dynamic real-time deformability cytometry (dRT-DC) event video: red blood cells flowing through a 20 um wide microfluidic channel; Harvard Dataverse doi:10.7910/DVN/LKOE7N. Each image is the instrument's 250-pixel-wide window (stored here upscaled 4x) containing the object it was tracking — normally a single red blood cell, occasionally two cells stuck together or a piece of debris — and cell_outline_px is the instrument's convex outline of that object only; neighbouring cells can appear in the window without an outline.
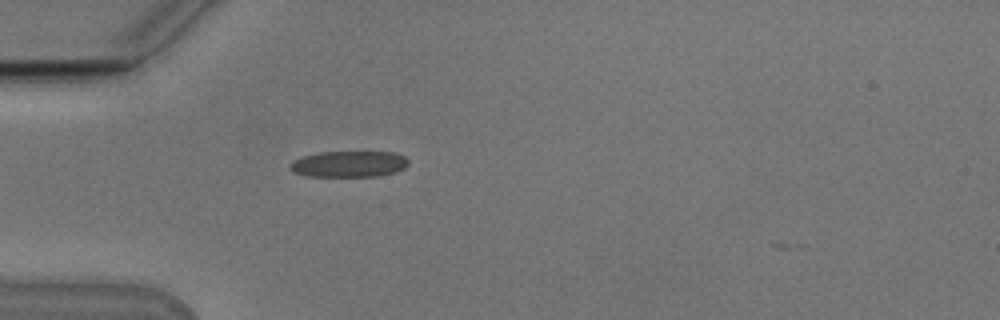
{"species": "Egyptian fruit bat (a non-hibernating species)", "species_latin": "Rousettus aegyptiacus", "temperature_condition": "cold", "stored_images_in_passage": 36, "camera_frame_rate_fps": 3000, "um_per_image_px": 0.085, "animal": {"sex": "male"}, "frame": {"image": 1, "passage_image": 1, "time_ms": 0.0, "image_size_px": [1000, 320], "cell_outline_px": [[408, 164], [404, 168], [396, 172], [380, 176], [308, 176], [292, 172], [288, 168], [288, 164], [292, 160], [300, 156], [320, 152], [392, 152], [404, 156], [408, 160]], "centroid_in_image_um": [29.6, 13.94], "position_along_channel_um": 55.4, "area_um2": 18.26}}
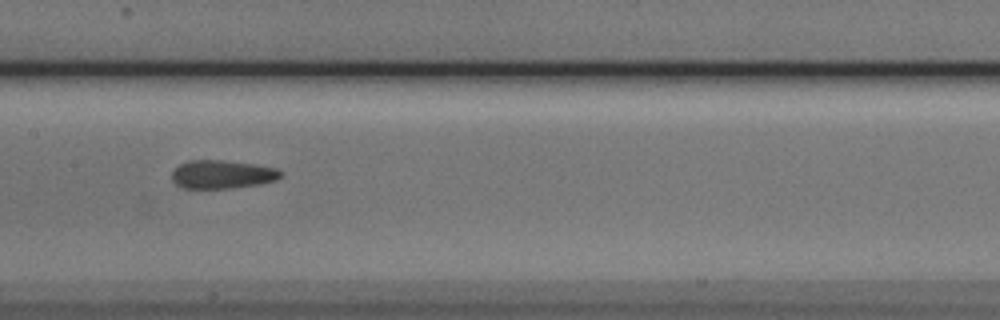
{"frame": {"image": 2, "passage_image": 12, "time_ms": 3.667, "image_size_px": [1000, 320], "cell_outline_px": [[284, 172], [276, 180], [260, 184], [228, 188], [184, 188], [176, 184], [172, 180], [172, 172], [180, 164], [188, 160], [224, 160], [256, 164], [276, 168]], "centroid_in_image_um": [18.9, 14.81], "position_along_channel_um": 188.5, "area_um2": 18.03}}
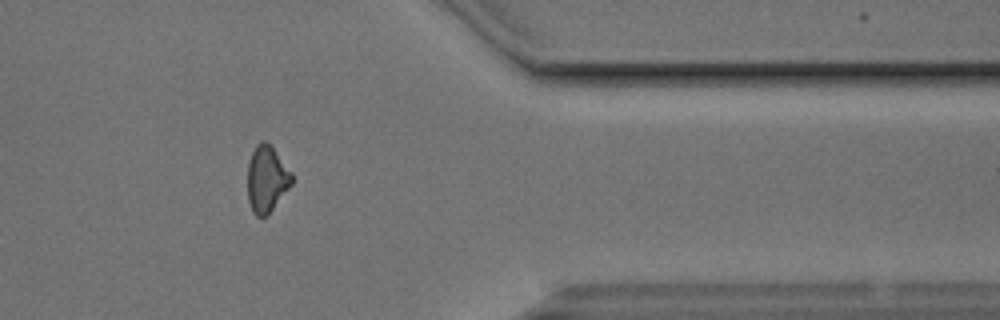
{"frame": {"image": 3, "passage_image": 29, "time_ms": 9.333, "image_size_px": [1000, 320], "cell_outline_px": [[292, 184], [272, 208], [264, 216], [256, 216], [252, 212], [248, 200], [248, 164], [252, 152], [256, 144], [260, 140], [264, 140], [272, 148], [292, 172]], "centroid_in_image_um": [22.65, 15.2], "position_along_channel_um": 388.7, "area_um2": 16.76}}